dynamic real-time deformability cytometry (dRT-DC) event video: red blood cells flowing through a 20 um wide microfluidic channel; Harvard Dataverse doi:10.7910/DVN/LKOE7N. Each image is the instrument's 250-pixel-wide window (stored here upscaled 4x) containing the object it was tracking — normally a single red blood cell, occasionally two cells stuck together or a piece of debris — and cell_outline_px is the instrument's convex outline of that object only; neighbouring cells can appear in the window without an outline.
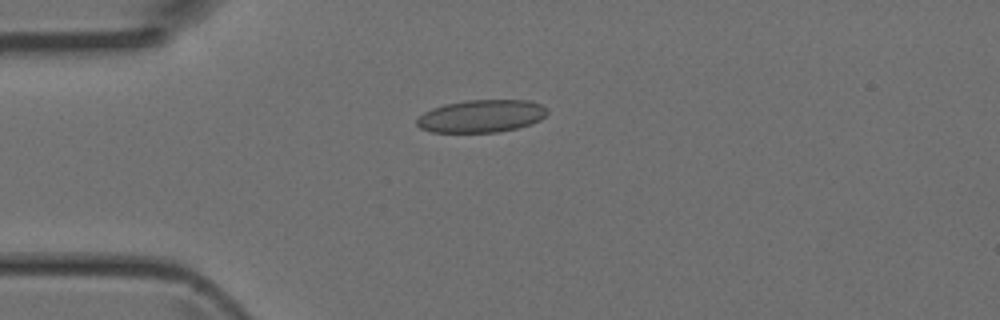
{"species": "Egyptian fruit bat (a non-hibernating species)", "species_latin": "Rousettus aegyptiacus", "temperature_condition": "room temperature", "stored_images_in_passage": 5, "camera_frame_rate_fps": 3000, "um_per_image_px": 0.085, "animal": {"sex": "female"}, "frame": {"image": 1, "passage_image": 3, "time_ms": 0.667, "image_size_px": [1000, 320], "cell_outline_px": [[548, 112], [540, 120], [532, 124], [516, 128], [496, 132], [432, 132], [420, 128], [416, 124], [416, 120], [424, 112], [432, 108], [444, 104], [464, 100], [528, 100], [540, 104], [548, 108]], "centroid_in_image_um": [40.92, 9.86], "position_along_channel_um": 44.1, "area_um2": 24.85}}
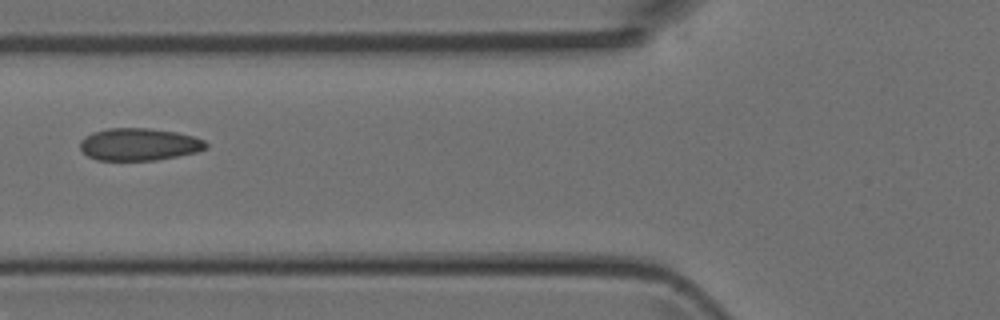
{"frame": {"image": 2, "passage_image": 5, "time_ms": 1.333, "image_size_px": [1000, 320], "cell_outline_px": [[208, 148], [196, 152], [156, 160], [96, 160], [88, 156], [80, 148], [80, 140], [84, 136], [92, 132], [108, 128], [148, 128], [176, 132], [192, 136], [204, 140], [208, 144]], "centroid_in_image_um": [11.8, 12.27], "position_along_channel_um": 114.0, "area_um2": 23.76}}